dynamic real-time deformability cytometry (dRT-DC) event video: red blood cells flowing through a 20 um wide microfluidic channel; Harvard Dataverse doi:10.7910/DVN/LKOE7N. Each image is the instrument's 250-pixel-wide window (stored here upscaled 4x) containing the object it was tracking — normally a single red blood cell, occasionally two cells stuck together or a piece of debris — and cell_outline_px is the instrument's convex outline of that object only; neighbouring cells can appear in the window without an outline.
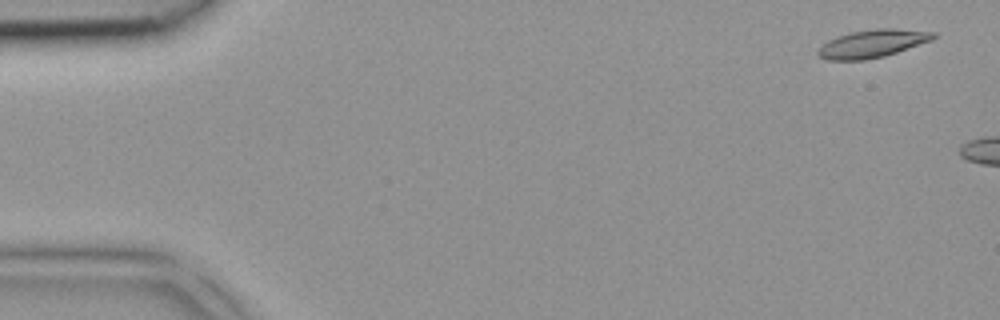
{"species": "common noctule bat (a hibernating species)", "species_latin": "Nyctalus noctula", "temperature_condition": "room temperature", "stored_images_in_passage": 2, "camera_frame_rate_fps": 3000, "um_per_image_px": 0.085, "animal": {"sex": "female", "body_mass_g": 18.4}, "frame": {"image": 1, "passage_image": 1, "time_ms": 0.0, "image_size_px": [1000, 320], "cell_outline_px": [[936, 36], [932, 40], [884, 56], [864, 60], [828, 60], [820, 56], [816, 52], [828, 40], [836, 36], [848, 32], [876, 28], [896, 28], [936, 32]], "centroid_in_image_um": [74.16, 3.69], "position_along_channel_um": 10.8, "area_um2": 18.73}}